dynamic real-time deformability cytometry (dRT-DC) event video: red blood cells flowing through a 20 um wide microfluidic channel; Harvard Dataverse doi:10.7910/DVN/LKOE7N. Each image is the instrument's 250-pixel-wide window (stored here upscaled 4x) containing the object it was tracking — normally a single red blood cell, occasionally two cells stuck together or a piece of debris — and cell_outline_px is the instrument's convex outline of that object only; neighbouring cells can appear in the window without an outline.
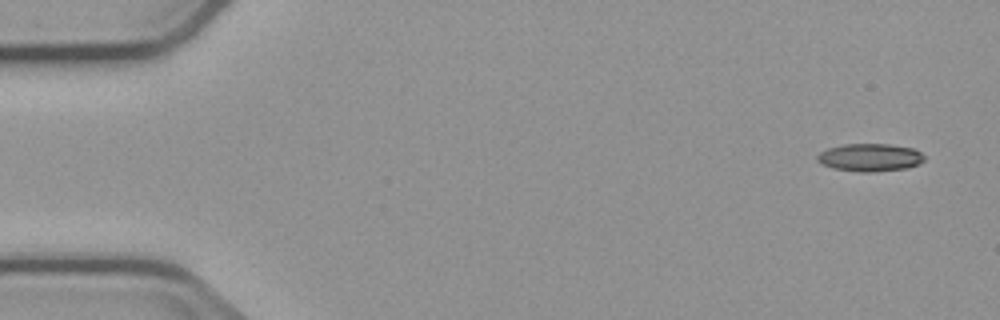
{"species": "common noctule bat (a hibernating species)", "species_latin": "Nyctalus noctula", "temperature_condition": "cold", "stored_images_in_passage": 4, "camera_frame_rate_fps": 3000, "um_per_image_px": 0.085, "animal": {"sex": "male", "body_mass_g": 23.1, "forearm_length_mm": 52.7}, "frame": {"image": 1, "passage_image": 1, "time_ms": 0.0, "image_size_px": [1000, 320], "cell_outline_px": [[924, 160], [920, 164], [908, 168], [872, 172], [860, 172], [832, 168], [816, 160], [816, 156], [820, 152], [828, 148], [844, 144], [888, 144], [912, 148], [920, 152], [924, 156]], "centroid_in_image_um": [73.95, 13.39], "position_along_channel_um": 11.0, "area_um2": 17.34}}
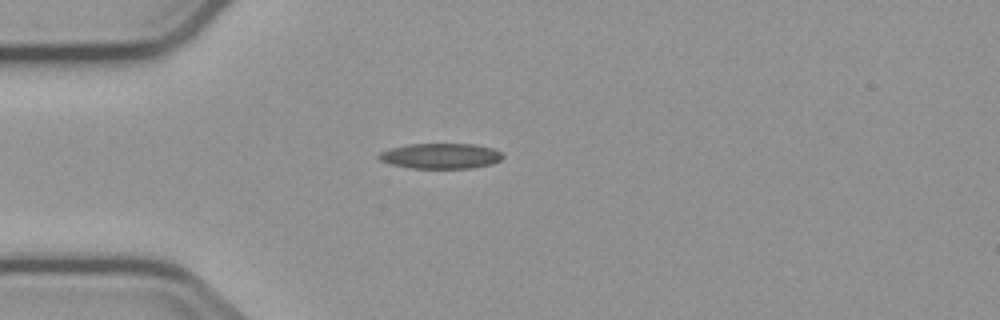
{"frame": {"image": 2, "passage_image": 4, "time_ms": 4.0, "image_size_px": [1000, 320], "cell_outline_px": [[504, 156], [500, 160], [492, 164], [472, 168], [412, 168], [388, 164], [380, 160], [376, 156], [380, 152], [392, 148], [408, 144], [472, 144], [492, 148], [500, 152]], "centroid_in_image_um": [37.44, 13.26], "position_along_channel_um": 47.6, "area_um2": 18.32}}